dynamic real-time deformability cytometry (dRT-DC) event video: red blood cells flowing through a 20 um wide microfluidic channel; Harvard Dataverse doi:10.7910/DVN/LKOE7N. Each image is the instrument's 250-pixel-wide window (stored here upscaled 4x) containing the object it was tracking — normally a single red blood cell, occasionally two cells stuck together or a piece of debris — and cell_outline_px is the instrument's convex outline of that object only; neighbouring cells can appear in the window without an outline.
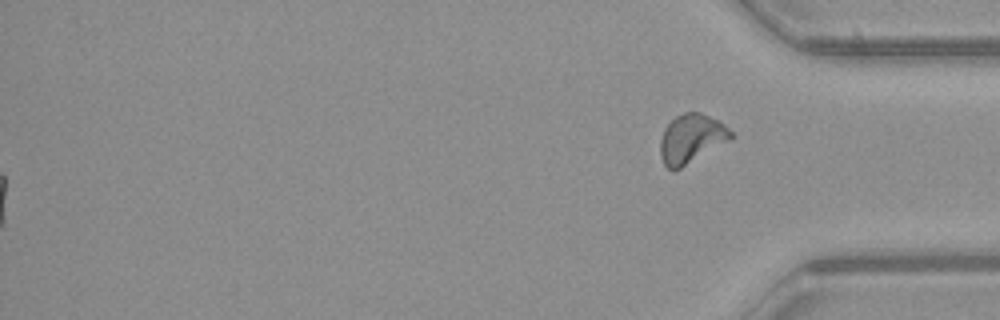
{"species": "common noctule bat (a hibernating species)", "species_latin": "Nyctalus noctula", "temperature_condition": "warm", "stored_images_in_passage": 54, "segment_of_instrument_passage": [2, 2], "camera_frame_rate_fps": 3000, "um_per_image_px": 0.085, "animal": {"sex": "female", "body_mass_g": 21.9}, "frame": {"image": 1, "passage_image": 54, "time_ms": 17.667, "image_size_px": [1000, 320], "cell_outline_px": [[732, 136], [728, 140], [680, 168], [672, 172], [664, 164], [660, 156], [660, 140], [664, 128], [676, 116], [684, 112], [700, 112], [724, 124], [732, 132]], "centroid_in_image_um": [58.71, 11.78], "position_along_channel_um": 376.5, "area_um2": 19.71}}